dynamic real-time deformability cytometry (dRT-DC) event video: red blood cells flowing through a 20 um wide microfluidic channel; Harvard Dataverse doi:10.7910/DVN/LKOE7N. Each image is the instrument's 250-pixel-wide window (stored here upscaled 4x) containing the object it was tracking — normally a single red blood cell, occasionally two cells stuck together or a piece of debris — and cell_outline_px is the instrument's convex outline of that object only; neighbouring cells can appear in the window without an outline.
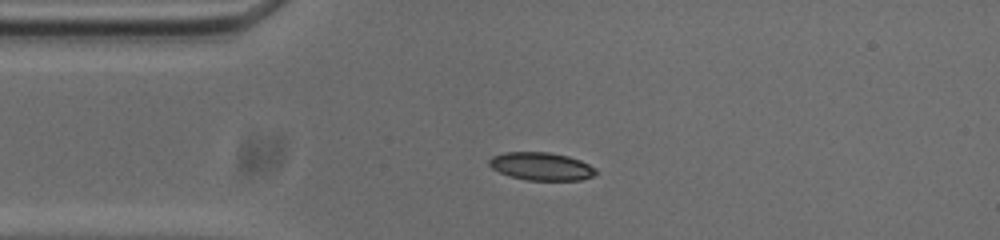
{"species": "common noctule bat (a hibernating species)", "species_latin": "Nyctalus noctula", "temperature_condition": "cold", "stored_images_in_passage": 43, "camera_frame_rate_fps": 3000, "um_per_image_px": 0.085, "animal": {"sex": "male", "body_mass_g": 20.0, "forearm_length_mm": 53.3}, "frame": {"image": 1, "passage_image": 1, "time_ms": 0.0, "image_size_px": [1000, 240], "cell_outline_px": [[596, 172], [592, 176], [580, 180], [528, 180], [508, 176], [492, 168], [488, 164], [488, 160], [492, 156], [504, 152], [548, 152], [568, 156], [580, 160], [596, 168]], "centroid_in_image_um": [45.98, 14.13], "position_along_channel_um": 39.0, "area_um2": 17.34}}
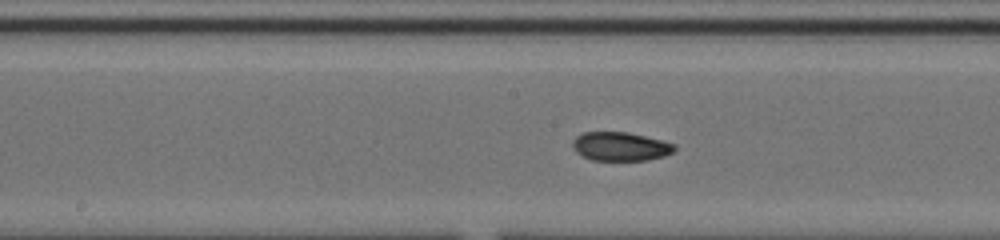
{"frame": {"image": 2, "passage_image": 15, "time_ms": 4.667, "image_size_px": [1000, 240], "cell_outline_px": [[676, 148], [672, 152], [664, 156], [648, 160], [592, 160], [576, 152], [572, 144], [572, 140], [576, 136], [584, 132], [628, 132], [676, 144]], "centroid_in_image_um": [52.73, 12.44], "position_along_channel_um": 195.5, "area_um2": 16.99}}
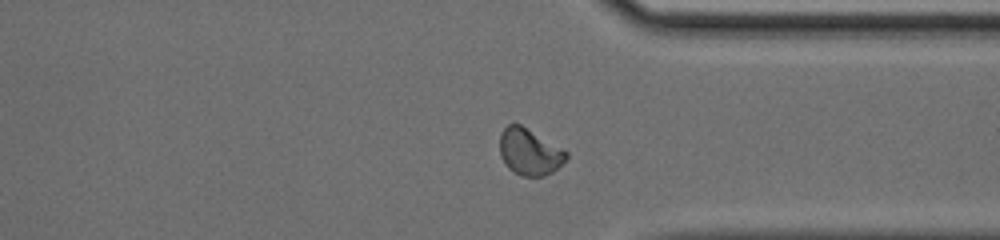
{"frame": {"image": 3, "passage_image": 29, "time_ms": 9.333, "image_size_px": [1000, 240], "cell_outline_px": [[568, 156], [552, 172], [544, 176], [520, 176], [508, 168], [500, 156], [500, 132], [508, 124], [520, 124], [568, 152]], "centroid_in_image_um": [44.97, 12.91], "position_along_channel_um": 366.4, "area_um2": 17.8}, "authors_computed_cell_mechanics": {"area_um2": 17.5134, "velocity_mm_per_s": 3.7294, "shape_relaxation_time_tau1_ms": 10.0832, "shape_relaxation_time_tau2_ms": 2.1085, "deformation_change_tau1": 0.1701, "deformation_change_tau2": 0.0569}}